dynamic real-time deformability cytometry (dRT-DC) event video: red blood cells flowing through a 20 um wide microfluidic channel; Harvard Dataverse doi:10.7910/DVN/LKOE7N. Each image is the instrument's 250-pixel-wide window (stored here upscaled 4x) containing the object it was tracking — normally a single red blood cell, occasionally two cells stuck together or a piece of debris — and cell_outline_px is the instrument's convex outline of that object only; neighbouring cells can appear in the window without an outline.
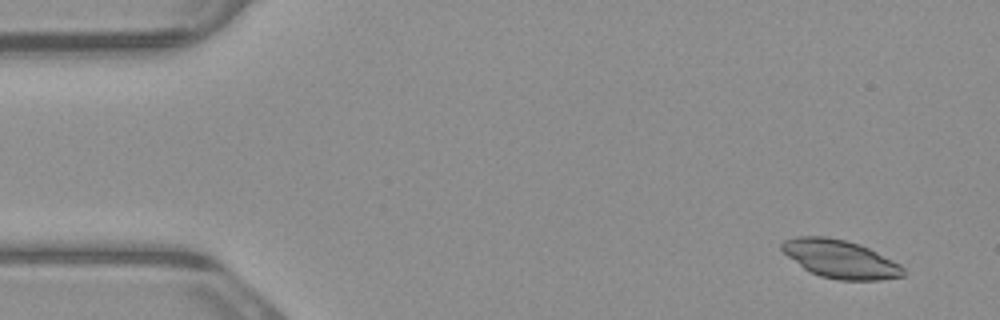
{"species": "common noctule bat (a hibernating species)", "species_latin": "Nyctalus noctula", "temperature_condition": "warm", "stored_images_in_passage": 5, "camera_frame_rate_fps": 3000, "um_per_image_px": 0.085, "animal": {"sex": "male", "body_mass_g": 23.1, "forearm_length_mm": 52.7}, "frame": {"image": 1, "passage_image": 1, "time_ms": 0.0, "image_size_px": [1000, 320], "cell_outline_px": [[904, 276], [880, 280], [836, 280], [820, 276], [804, 268], [788, 256], [780, 248], [780, 244], [784, 240], [796, 236], [828, 236], [860, 244], [900, 264], [904, 268]], "centroid_in_image_um": [71.41, 22.01], "position_along_channel_um": 13.6, "area_um2": 26.88}}